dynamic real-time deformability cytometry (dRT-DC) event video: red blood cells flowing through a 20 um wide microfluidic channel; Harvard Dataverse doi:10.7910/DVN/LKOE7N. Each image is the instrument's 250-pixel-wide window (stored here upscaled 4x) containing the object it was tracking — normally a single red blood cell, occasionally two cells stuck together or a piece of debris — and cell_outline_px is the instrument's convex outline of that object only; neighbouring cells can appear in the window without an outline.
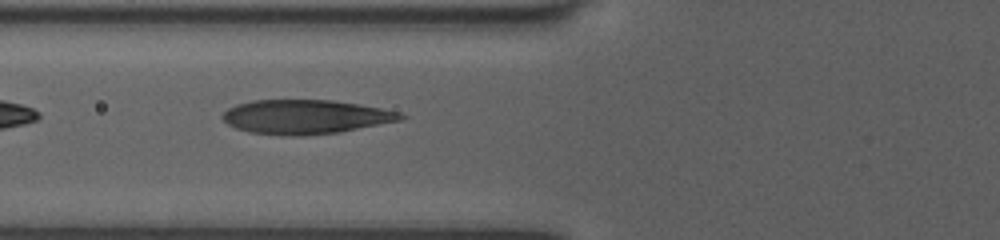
{"species": "human", "species_latin": "Homo sapiens", "temperature_condition": "room temperature", "stored_images_in_passage": 35, "segment_of_instrument_passage": [1, 2], "camera_frame_rate_fps": 3000, "um_per_image_px": 0.085, "donor": {"sex": "female"}, "frame": {"image": 1, "passage_image": 3, "time_ms": 0.667, "image_size_px": [1000, 240], "cell_outline_px": [[408, 116], [400, 120], [340, 132], [300, 136], [296, 136], [252, 132], [236, 128], [228, 124], [224, 120], [224, 112], [228, 108], [236, 104], [252, 100], [332, 100], [380, 108], [400, 112]], "centroid_in_image_um": [25.98, 9.92], "position_along_channel_um": 99.8, "area_um2": 35.08}}
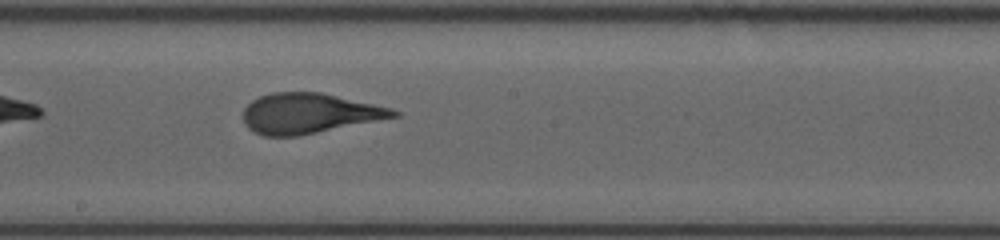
{"frame": {"image": 2, "passage_image": 12, "time_ms": 3.667, "image_size_px": [1000, 240], "cell_outline_px": [[400, 116], [296, 136], [264, 136], [248, 128], [244, 124], [244, 108], [252, 100], [260, 96], [272, 92], [320, 92], [392, 108], [400, 112]], "centroid_in_image_um": [26.26, 9.63], "position_along_channel_um": 221.9, "area_um2": 34.91}}
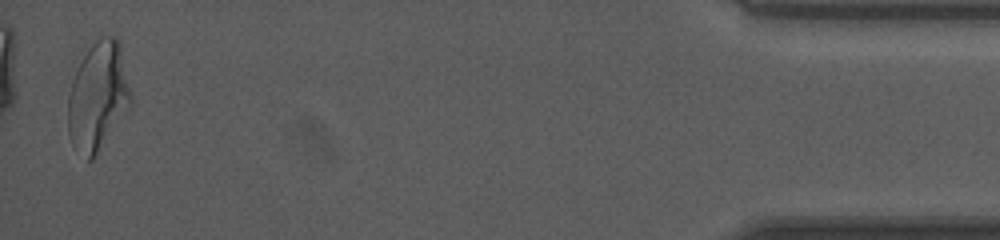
{"frame": {"image": 3, "passage_image": 33, "time_ms": 10.667, "image_size_px": [1000, 240], "cell_outline_px": [[132, 104], [92, 160], [88, 160], [72, 144], [68, 132], [68, 96], [72, 80], [88, 48], [92, 44], [104, 36], [116, 36], [120, 40], [132, 96]], "centroid_in_image_um": [8.35, 8.17], "position_along_channel_um": 426.9, "area_um2": 39.48}}